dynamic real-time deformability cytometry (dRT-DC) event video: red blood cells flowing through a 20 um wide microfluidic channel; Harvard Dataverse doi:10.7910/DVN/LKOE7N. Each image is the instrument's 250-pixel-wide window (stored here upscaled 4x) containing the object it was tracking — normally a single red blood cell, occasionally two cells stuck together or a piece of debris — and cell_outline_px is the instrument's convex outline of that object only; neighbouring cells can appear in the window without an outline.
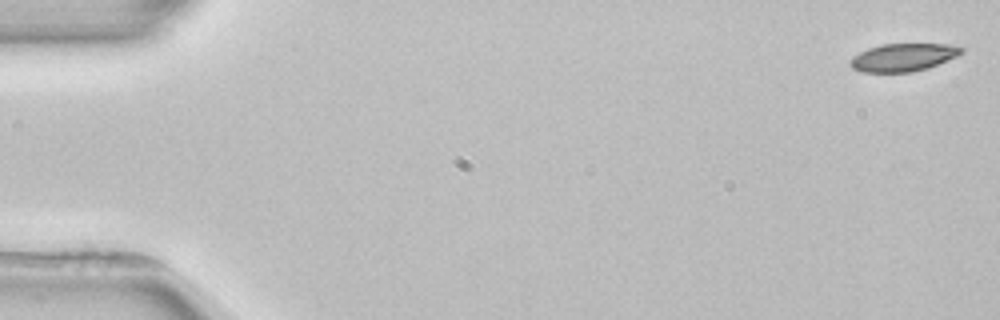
{"species": "common noctule bat (a hibernating species)", "species_latin": "Nyctalus noctula", "temperature_condition": "room temperature", "stored_images_in_passage": 5, "camera_frame_rate_fps": 3000, "um_per_image_px": 0.085, "animal": {"sex": "female", "body_mass_g": 22.7, "forearm_length_mm": 54.2}, "frame": {"image": 1, "passage_image": 1, "time_ms": 0.0, "image_size_px": [1000, 320], "cell_outline_px": [[964, 52], [956, 56], [928, 68], [912, 72], [864, 72], [852, 68], [848, 64], [848, 60], [852, 56], [868, 48], [884, 44], [948, 44], [964, 48]], "centroid_in_image_um": [76.73, 4.88], "position_along_channel_um": 8.3, "area_um2": 18.03}}
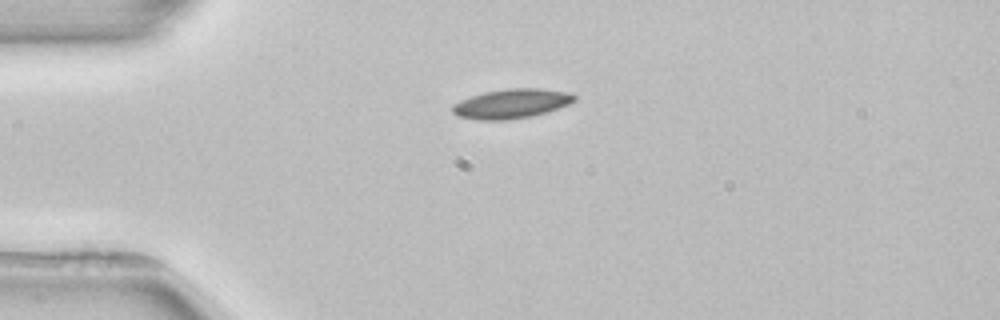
{"frame": {"image": 2, "passage_image": 4, "time_ms": 4.0, "image_size_px": [1000, 320], "cell_outline_px": [[576, 100], [568, 104], [548, 112], [532, 116], [504, 120], [480, 120], [456, 116], [452, 112], [452, 104], [460, 100], [484, 92], [508, 88], [540, 88], [564, 92], [576, 96]], "centroid_in_image_um": [43.44, 8.82], "position_along_channel_um": 41.6, "area_um2": 20.87}}